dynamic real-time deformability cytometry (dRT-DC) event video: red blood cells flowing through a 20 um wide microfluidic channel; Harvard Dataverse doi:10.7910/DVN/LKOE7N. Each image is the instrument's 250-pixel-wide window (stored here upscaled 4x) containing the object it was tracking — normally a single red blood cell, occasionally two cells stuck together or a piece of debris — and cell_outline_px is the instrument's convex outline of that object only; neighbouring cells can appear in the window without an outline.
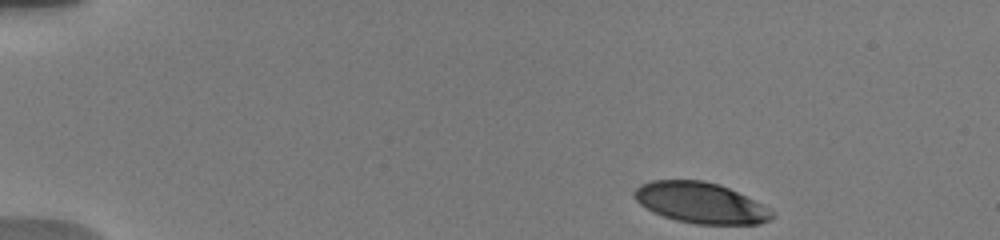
{"species": "human", "species_latin": "Homo sapiens", "temperature_condition": "warm", "stored_images_in_passage": 61, "camera_frame_rate_fps": 3000, "um_per_image_px": 0.085, "donor": {"sex": "male"}, "frame": {"image": 1, "passage_image": 1, "time_ms": 0.0, "image_size_px": [1000, 240], "cell_outline_px": [[772, 216], [768, 220], [760, 224], [696, 224], [676, 220], [652, 212], [640, 204], [632, 196], [632, 192], [640, 184], [652, 180], [704, 180], [720, 184], [768, 208], [772, 212]], "centroid_in_image_um": [59.47, 17.23], "position_along_channel_um": 25.5, "area_um2": 32.48}}
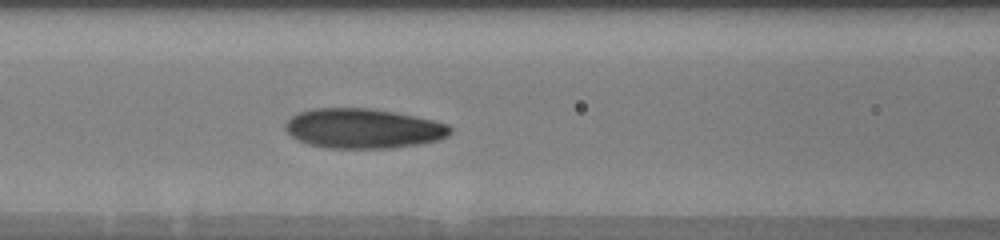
{"frame": {"image": 2, "passage_image": 22, "time_ms": 5.667, "image_size_px": [1000, 240], "cell_outline_px": [[452, 132], [448, 136], [440, 140], [392, 148], [328, 148], [308, 144], [292, 136], [284, 128], [284, 124], [292, 116], [300, 112], [312, 108], [368, 108], [392, 112], [432, 120], [448, 124], [452, 128]], "centroid_in_image_um": [30.87, 10.92], "position_along_channel_um": 135.7, "area_um2": 38.03}}
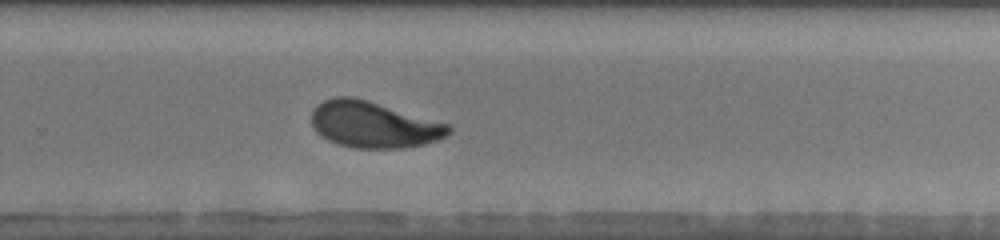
{"frame": {"image": 3, "passage_image": 39, "time_ms": 10.0, "image_size_px": [1000, 240], "cell_outline_px": [[452, 132], [440, 140], [424, 144], [404, 148], [356, 148], [336, 144], [328, 140], [316, 132], [312, 124], [312, 112], [316, 104], [324, 100], [336, 96], [352, 96], [368, 100], [448, 124], [452, 128]], "centroid_in_image_um": [31.75, 10.6], "position_along_channel_um": 298.0, "area_um2": 37.11}, "authors_computed_cell_mechanics": {"area_um2": 36.414, "velocity_mm_per_s": 3.7546, "shape_relaxation_time_tau1_ms": 3.4204, "shape_relaxation_time_tau2_ms": 1.1097, "deformation_change_tau1": 0.1559, "deformation_change_tau2": 0.0742}}